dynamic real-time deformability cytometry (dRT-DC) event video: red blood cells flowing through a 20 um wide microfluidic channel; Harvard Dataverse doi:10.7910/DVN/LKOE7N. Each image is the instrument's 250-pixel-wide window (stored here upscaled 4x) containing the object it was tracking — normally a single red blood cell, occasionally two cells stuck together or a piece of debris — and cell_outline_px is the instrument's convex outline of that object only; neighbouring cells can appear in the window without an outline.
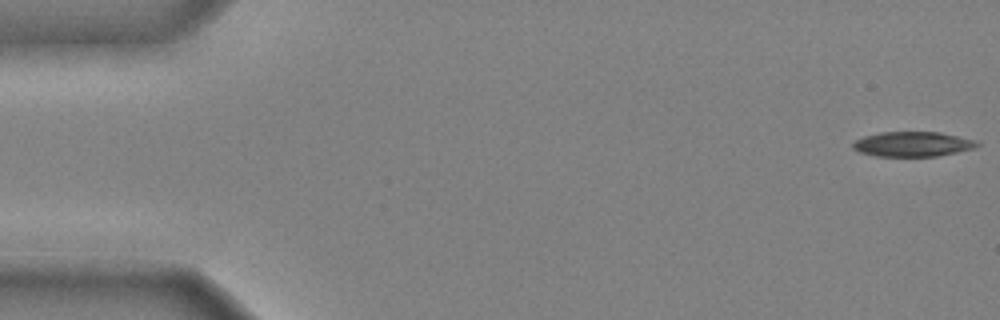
{"species": "common noctule bat (a hibernating species)", "species_latin": "Nyctalus noctula", "temperature_condition": "cold", "stored_images_in_passage": 47, "camera_frame_rate_fps": 3000, "um_per_image_px": 0.085, "animal": {"sex": "male", "body_mass_g": 20.4}, "frame": {"image": 1, "passage_image": 1, "time_ms": 0.0, "image_size_px": [1000, 320], "cell_outline_px": [[980, 144], [976, 148], [936, 156], [876, 156], [860, 152], [852, 148], [852, 144], [856, 140], [864, 136], [880, 132], [940, 132], [980, 140]], "centroid_in_image_um": [77.63, 12.24], "position_along_channel_um": 7.4, "area_um2": 18.15}}
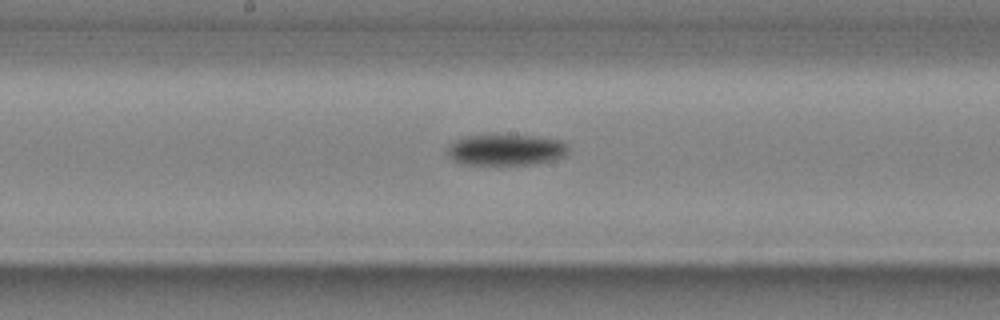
{"frame": {"image": 2, "passage_image": 26, "time_ms": 8.333, "image_size_px": [1000, 320], "cell_outline_px": [[568, 152], [564, 156], [556, 160], [532, 164], [464, 164], [452, 160], [448, 156], [448, 148], [452, 140], [464, 136], [536, 136], [564, 140], [568, 144]], "centroid_in_image_um": [43.04, 12.74], "position_along_channel_um": 205.2, "area_um2": 21.96}}
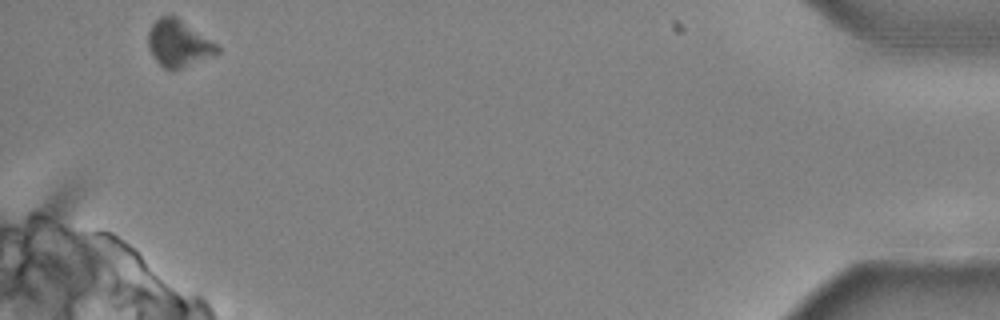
{"frame": {"image": 3, "passage_image": 47, "time_ms": 15.333, "image_size_px": [1000, 320], "cell_outline_px": [[220, 52], [212, 56], [180, 68], [164, 68], [156, 60], [148, 48], [148, 32], [152, 24], [160, 16], [176, 16], [216, 44], [220, 48]], "centroid_in_image_um": [15.16, 3.68], "position_along_channel_um": 420.0, "area_um2": 18.32}, "authors_computed_cell_mechanics": {"area_um2": 20.2878, "velocity_mm_per_s": 3.9578, "shape_relaxation_time_tau1_ms": 3.8186, "shape_relaxation_time_tau2_ms": null, "deformation_change_tau1": 0.1135, "deformation_change_tau2": null}}